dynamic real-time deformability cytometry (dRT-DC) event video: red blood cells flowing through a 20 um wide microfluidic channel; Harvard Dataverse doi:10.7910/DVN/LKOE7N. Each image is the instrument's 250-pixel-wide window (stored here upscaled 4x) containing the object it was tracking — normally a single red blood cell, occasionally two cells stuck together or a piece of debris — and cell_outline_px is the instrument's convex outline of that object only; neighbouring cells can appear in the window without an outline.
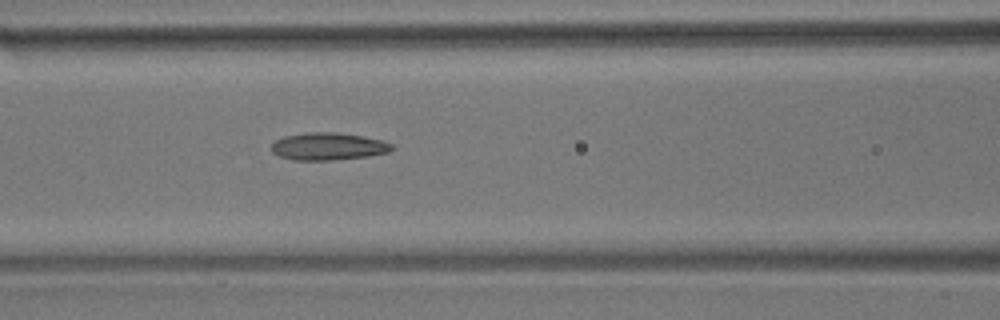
{"species": "common noctule bat (a hibernating species)", "species_latin": "Nyctalus noctula", "temperature_condition": "room temperature", "stored_images_in_passage": 5, "camera_frame_rate_fps": 3000, "um_per_image_px": 0.085, "animal": {"sex": "male", "body_mass_g": 17.9}, "frame": {"image": 1, "passage_image": 5, "time_ms": 5.667, "image_size_px": [1000, 320], "cell_outline_px": [[396, 148], [388, 152], [368, 156], [332, 160], [292, 160], [280, 156], [272, 152], [272, 144], [276, 140], [284, 136], [304, 132], [336, 132], [364, 136], [384, 140], [392, 144]], "centroid_in_image_um": [27.93, 12.43], "position_along_channel_um": 138.7, "area_um2": 19.42}}